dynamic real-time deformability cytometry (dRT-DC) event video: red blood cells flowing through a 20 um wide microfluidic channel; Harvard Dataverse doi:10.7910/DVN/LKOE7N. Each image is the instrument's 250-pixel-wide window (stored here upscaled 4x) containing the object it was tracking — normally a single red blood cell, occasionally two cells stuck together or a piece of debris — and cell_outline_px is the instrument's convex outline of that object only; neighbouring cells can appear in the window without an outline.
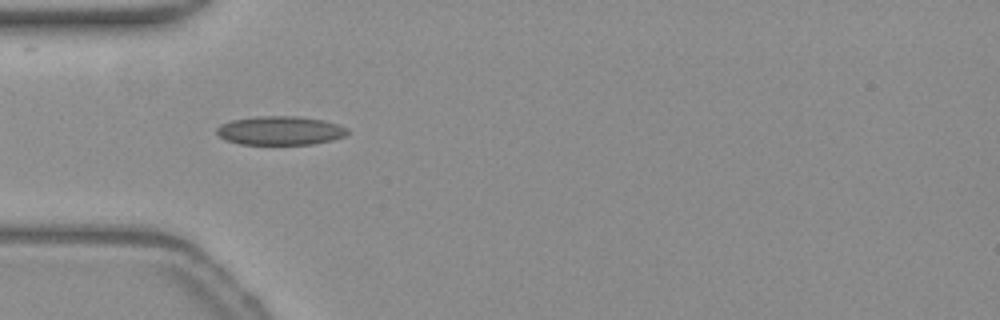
{"species": "common noctule bat (a hibernating species)", "species_latin": "Nyctalus noctula", "temperature_condition": "warm", "stored_images_in_passage": 41, "camera_frame_rate_fps": 3000, "um_per_image_px": 0.085, "animal": {"sex": "female", "body_mass_g": 19.3, "forearm_length_mm": 54.1}, "frame": {"image": 1, "passage_image": 4, "time_ms": 1.0, "image_size_px": [1000, 320], "cell_outline_px": [[348, 132], [344, 136], [332, 140], [312, 144], [240, 144], [228, 140], [220, 136], [216, 132], [216, 128], [220, 124], [232, 120], [256, 116], [296, 116], [324, 120], [348, 128]], "centroid_in_image_um": [23.81, 11.09], "position_along_channel_um": 61.2, "area_um2": 21.85}}
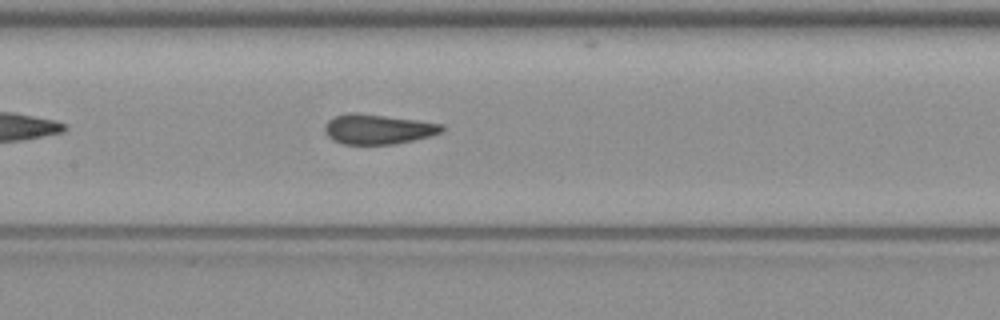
{"frame": {"image": 2, "passage_image": 13, "time_ms": 4.0, "image_size_px": [1000, 320], "cell_outline_px": [[444, 132], [396, 144], [344, 144], [332, 140], [324, 132], [324, 124], [328, 120], [336, 116], [352, 112], [356, 112], [416, 120], [444, 124]], "centroid_in_image_um": [32.11, 10.98], "position_along_channel_um": 175.3, "area_um2": 20.4}}
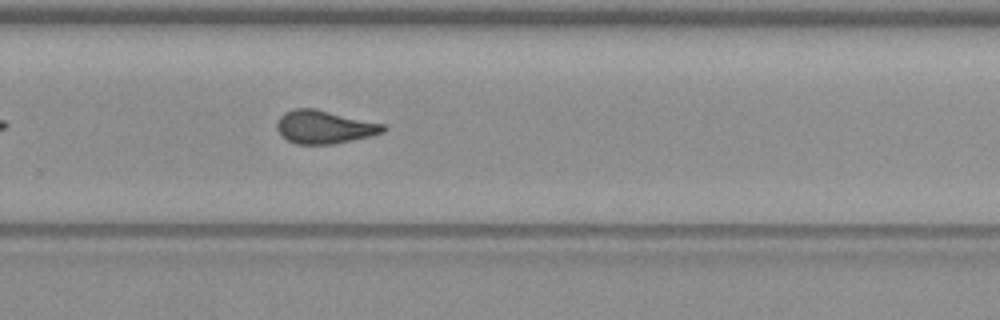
{"frame": {"image": 3, "passage_image": 23, "time_ms": 7.333, "image_size_px": [1000, 320], "cell_outline_px": [[388, 128], [384, 132], [372, 136], [332, 144], [296, 144], [288, 140], [276, 128], [276, 124], [280, 116], [284, 112], [292, 108], [316, 108], [384, 124]], "centroid_in_image_um": [27.58, 10.78], "position_along_channel_um": 302.2, "area_um2": 20.63}, "authors_computed_cell_mechanics": {"area_um2": 20.2878, "velocity_mm_per_s": 3.835, "shape_relaxation_time_tau1_ms": null, "shape_relaxation_time_tau2_ms": 1.0614, "deformation_change_tau1": null, "deformation_change_tau2": 0.0835}}